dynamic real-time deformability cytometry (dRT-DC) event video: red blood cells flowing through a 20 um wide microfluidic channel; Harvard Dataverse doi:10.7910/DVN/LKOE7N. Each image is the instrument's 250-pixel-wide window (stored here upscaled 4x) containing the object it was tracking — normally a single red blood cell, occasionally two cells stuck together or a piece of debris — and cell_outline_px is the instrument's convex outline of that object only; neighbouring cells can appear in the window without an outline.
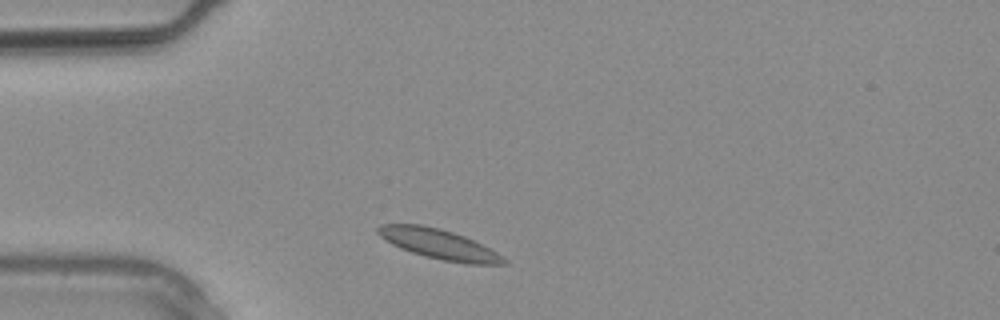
{"species": "common noctule bat (a hibernating species)", "species_latin": "Nyctalus noctula", "temperature_condition": "warm", "stored_images_in_passage": 1, "camera_frame_rate_fps": 3000, "um_per_image_px": 0.085, "animal": {"sex": "male", "body_mass_g": 20.4}, "frame": {"image": 1, "passage_image": 1, "time_ms": 0.0, "image_size_px": [1000, 320], "cell_outline_px": [[508, 264], [468, 264], [444, 260], [424, 256], [400, 248], [384, 240], [376, 232], [376, 228], [380, 224], [420, 224], [440, 228], [464, 236], [496, 252], [508, 260]], "centroid_in_image_um": [37.27, 20.74], "position_along_channel_um": 47.7, "area_um2": 21.79}}